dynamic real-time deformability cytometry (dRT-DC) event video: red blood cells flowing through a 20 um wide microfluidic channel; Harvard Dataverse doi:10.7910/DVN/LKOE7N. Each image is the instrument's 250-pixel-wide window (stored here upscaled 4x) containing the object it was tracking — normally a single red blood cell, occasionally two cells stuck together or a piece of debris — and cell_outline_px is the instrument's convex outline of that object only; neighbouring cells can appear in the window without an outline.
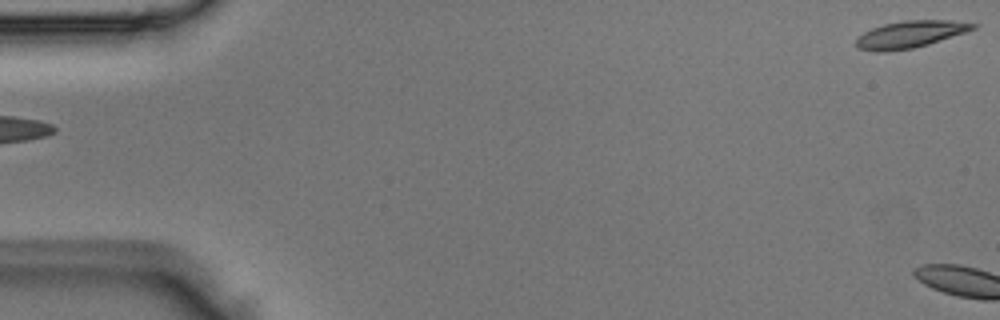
{"species": "Egyptian fruit bat (a non-hibernating species)", "species_latin": "Rousettus aegyptiacus", "temperature_condition": "room temperature", "stored_images_in_passage": 5, "segment_of_instrument_passage": [2, 2], "camera_frame_rate_fps": 3000, "um_per_image_px": 0.085, "animal": {"sex": "male"}, "frame": {"image": 1, "passage_image": 5, "time_ms": 1.333, "image_size_px": [1000, 320], "cell_outline_px": [[980, 24], [976, 28], [928, 44], [912, 48], [888, 52], [876, 52], [860, 48], [856, 44], [856, 36], [872, 28], [884, 24], [904, 20], [948, 20]], "centroid_in_image_um": [77.34, 2.91], "position_along_channel_um": 7.7, "area_um2": 18.26}}